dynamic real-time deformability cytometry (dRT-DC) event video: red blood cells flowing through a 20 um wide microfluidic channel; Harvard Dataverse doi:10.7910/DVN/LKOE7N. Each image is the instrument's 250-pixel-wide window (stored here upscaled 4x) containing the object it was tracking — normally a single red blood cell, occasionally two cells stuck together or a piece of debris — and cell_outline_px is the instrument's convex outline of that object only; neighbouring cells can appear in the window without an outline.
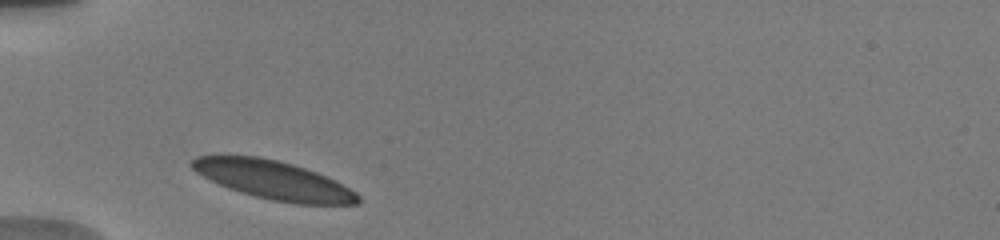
{"species": "human", "species_latin": "Homo sapiens", "temperature_condition": "warm", "stored_images_in_passage": 34, "camera_frame_rate_fps": 3000, "um_per_image_px": 0.085, "donor": {"sex": "male"}, "frame": {"image": 1, "passage_image": 1, "time_ms": 0.0, "image_size_px": [1000, 240], "cell_outline_px": [[360, 200], [356, 204], [296, 204], [272, 200], [256, 196], [228, 188], [196, 172], [188, 164], [188, 160], [196, 156], [256, 156], [276, 160], [292, 164], [316, 172], [356, 192], [360, 196]], "centroid_in_image_um": [23.22, 15.3], "position_along_channel_um": 61.8, "area_um2": 36.7}}
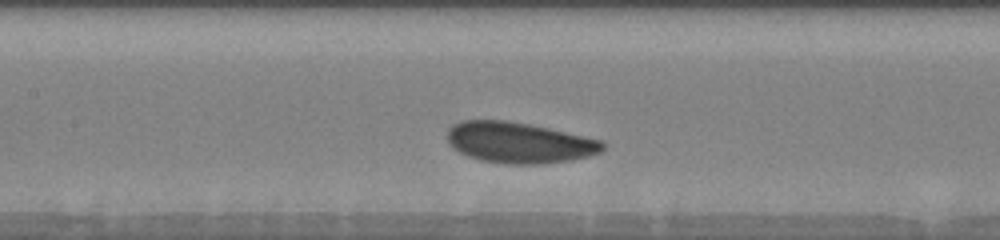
{"frame": {"image": 2, "passage_image": 10, "time_ms": 3.0, "image_size_px": [1000, 240], "cell_outline_px": [[608, 144], [600, 152], [588, 156], [572, 160], [544, 164], [504, 164], [480, 160], [468, 156], [452, 148], [448, 144], [448, 128], [452, 124], [460, 120], [508, 120], [548, 128], [604, 140]], "centroid_in_image_um": [44.13, 12.12], "position_along_channel_um": 163.3, "area_um2": 37.45}}
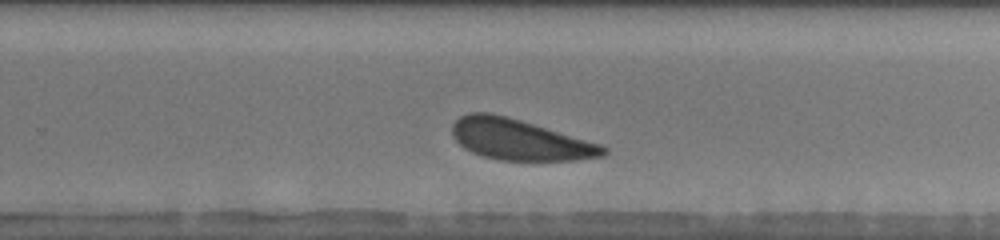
{"frame": {"image": 3, "passage_image": 20, "time_ms": 6.333, "image_size_px": [1000, 240], "cell_outline_px": [[608, 152], [604, 156], [576, 160], [500, 160], [484, 156], [472, 152], [464, 148], [452, 136], [452, 124], [460, 116], [468, 112], [488, 112], [508, 116], [600, 144], [608, 148]], "centroid_in_image_um": [44.15, 11.86], "position_along_channel_um": 285.6, "area_um2": 35.84}, "authors_computed_cell_mechanics": {"area_um2": 36.8475, "velocity_mm_per_s": 3.68, "shape_relaxation_time_tau1_ms": 0.8121, "shape_relaxation_time_tau2_ms": null, "deformation_change_tau1": 0.058, "deformation_change_tau2": null}}